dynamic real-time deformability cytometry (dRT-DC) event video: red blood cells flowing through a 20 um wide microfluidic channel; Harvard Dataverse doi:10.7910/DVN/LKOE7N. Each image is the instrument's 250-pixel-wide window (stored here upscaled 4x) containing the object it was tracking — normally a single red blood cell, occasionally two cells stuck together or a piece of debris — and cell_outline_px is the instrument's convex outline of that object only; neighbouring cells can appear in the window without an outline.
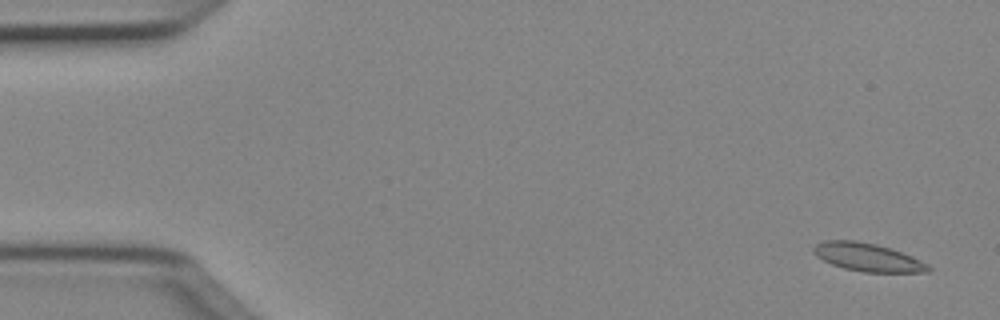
{"species": "Egyptian fruit bat (a non-hibernating species)", "species_latin": "Rousettus aegyptiacus", "temperature_condition": "cold", "stored_images_in_passage": 51, "camera_frame_rate_fps": 3000, "um_per_image_px": 0.085, "animal": {"sex": "female"}, "frame": {"image": 1, "passage_image": 3, "time_ms": 0.667, "image_size_px": [1000, 320], "cell_outline_px": [[932, 268], [928, 272], [864, 272], [844, 268], [832, 264], [816, 256], [812, 252], [812, 248], [816, 244], [824, 240], [856, 240], [876, 244], [912, 256], [928, 264]], "centroid_in_image_um": [73.73, 21.86], "position_along_channel_um": 11.3, "area_um2": 18.73}}
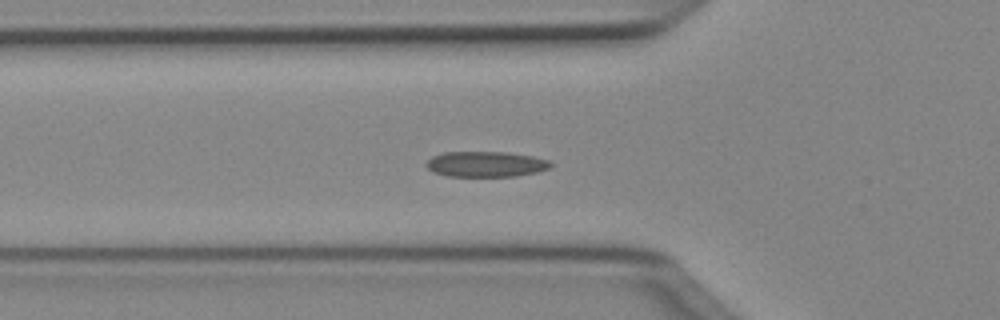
{"frame": {"image": 2, "passage_image": 18, "time_ms": 5.667, "image_size_px": [1000, 320], "cell_outline_px": [[552, 168], [536, 172], [516, 176], [448, 176], [436, 172], [428, 168], [424, 164], [432, 156], [444, 152], [508, 152], [532, 156], [548, 160], [552, 164]], "centroid_in_image_um": [41.32, 13.94], "position_along_channel_um": 84.5, "area_um2": 18.44}}
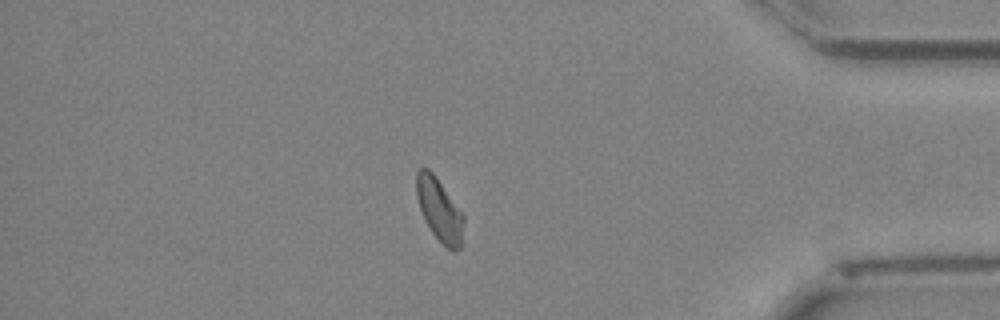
{"frame": {"image": 3, "passage_image": 44, "time_ms": 14.333, "image_size_px": [1000, 320], "cell_outline_px": [[464, 220], [460, 248], [456, 252], [448, 248], [432, 232], [420, 208], [416, 196], [416, 172], [420, 168], [428, 168], [432, 172], [464, 216]], "centroid_in_image_um": [37.34, 17.82], "position_along_channel_um": 397.9, "area_um2": 16.7}, "authors_computed_cell_mechanics": {"area_um2": 18.0914, "velocity_mm_per_s": 3.9982, "shape_relaxation_time_tau1_ms": null, "shape_relaxation_time_tau2_ms": 5.8059, "deformation_change_tau1": null, "deformation_change_tau2": 0.1092}}